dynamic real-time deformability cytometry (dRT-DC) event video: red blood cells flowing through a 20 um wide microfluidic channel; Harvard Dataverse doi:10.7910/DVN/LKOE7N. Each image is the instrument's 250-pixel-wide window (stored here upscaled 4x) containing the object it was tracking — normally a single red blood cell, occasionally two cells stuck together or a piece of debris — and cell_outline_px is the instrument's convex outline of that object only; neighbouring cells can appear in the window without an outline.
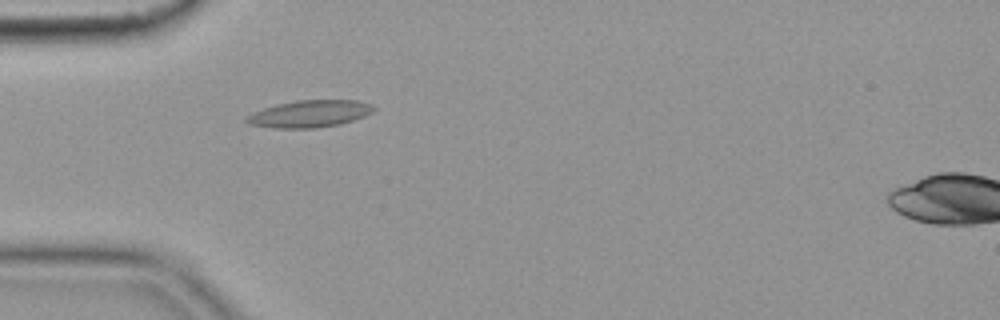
{"species": "common noctule bat (a hibernating species)", "species_latin": "Nyctalus noctula", "temperature_condition": "cold", "stored_images_in_passage": 56, "camera_frame_rate_fps": 3000, "um_per_image_px": 0.085, "animal": {"sex": "female", "body_mass_g": 19.9}, "frame": {"image": 1, "passage_image": 17, "time_ms": 5.333, "image_size_px": [1000, 320], "cell_outline_px": [[376, 108], [372, 112], [364, 116], [340, 124], [316, 128], [272, 128], [248, 124], [244, 120], [252, 112], [276, 104], [296, 100], [356, 100], [372, 104]], "centroid_in_image_um": [26.3, 9.67], "position_along_channel_um": 58.7, "area_um2": 20.11}}
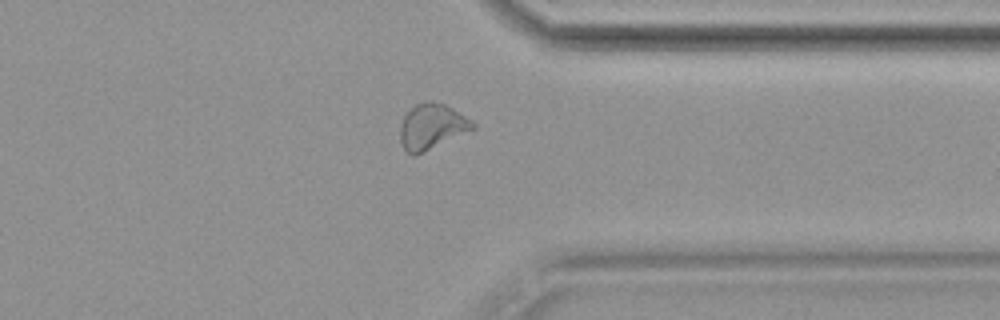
{"frame": {"image": 2, "passage_image": 44, "time_ms": 14.333, "image_size_px": [1000, 320], "cell_outline_px": [[476, 128], [412, 156], [404, 148], [400, 140], [400, 124], [404, 116], [416, 104], [424, 100], [432, 100], [444, 104], [452, 108], [472, 120], [476, 124]], "centroid_in_image_um": [36.7, 10.72], "position_along_channel_um": 374.7, "area_um2": 18.96}}
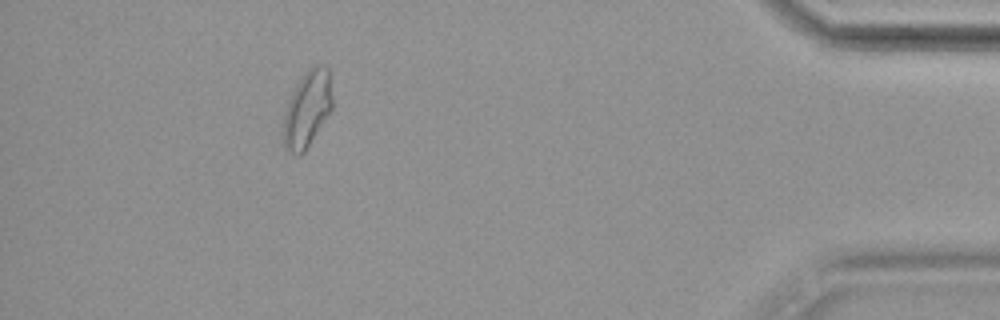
{"frame": {"image": 3, "passage_image": 51, "time_ms": 16.667, "image_size_px": [1000, 320], "cell_outline_px": [[332, 108], [304, 152], [300, 156], [296, 156], [288, 152], [284, 148], [280, 132], [284, 112], [288, 100], [296, 84], [304, 72], [308, 68], [316, 64], [324, 64], [328, 68], [332, 96]], "centroid_in_image_um": [26.05, 9.29], "position_along_channel_um": 409.1, "area_um2": 22.31}, "authors_computed_cell_mechanics": {"area_um2": 18.496, "velocity_mm_per_s": 3.596, "shape_relaxation_time_tau1_ms": null, "shape_relaxation_time_tau2_ms": 4.8922, "deformation_change_tau1": null, "deformation_change_tau2": 0.1166}}